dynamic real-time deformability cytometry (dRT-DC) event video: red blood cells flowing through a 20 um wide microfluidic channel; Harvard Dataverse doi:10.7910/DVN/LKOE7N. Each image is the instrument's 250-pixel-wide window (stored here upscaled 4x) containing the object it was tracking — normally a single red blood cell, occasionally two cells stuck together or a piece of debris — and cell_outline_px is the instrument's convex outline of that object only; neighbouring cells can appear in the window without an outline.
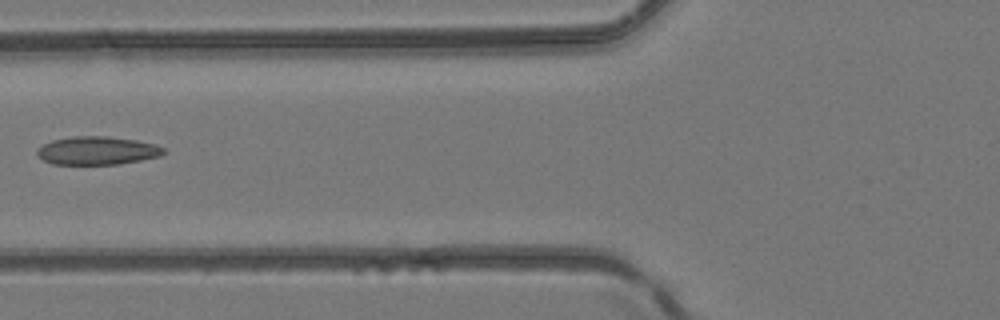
{"species": "common noctule bat (a hibernating species)", "species_latin": "Nyctalus noctula", "temperature_condition": "room temperature", "stored_images_in_passage": 2, "camera_frame_rate_fps": 3000, "um_per_image_px": 0.085, "animal": {"sex": "female", "body_mass_g": 24.6, "forearm_length_mm": 56.2}, "frame": {"image": 1, "passage_image": 2, "time_ms": 0.333, "image_size_px": [1000, 320], "cell_outline_px": [[168, 152], [160, 156], [140, 160], [116, 164], [52, 164], [44, 160], [36, 152], [36, 148], [52, 140], [72, 136], [108, 136], [136, 140], [156, 144], [164, 148]], "centroid_in_image_um": [8.28, 12.79], "position_along_channel_um": 117.5, "area_um2": 20.87}}